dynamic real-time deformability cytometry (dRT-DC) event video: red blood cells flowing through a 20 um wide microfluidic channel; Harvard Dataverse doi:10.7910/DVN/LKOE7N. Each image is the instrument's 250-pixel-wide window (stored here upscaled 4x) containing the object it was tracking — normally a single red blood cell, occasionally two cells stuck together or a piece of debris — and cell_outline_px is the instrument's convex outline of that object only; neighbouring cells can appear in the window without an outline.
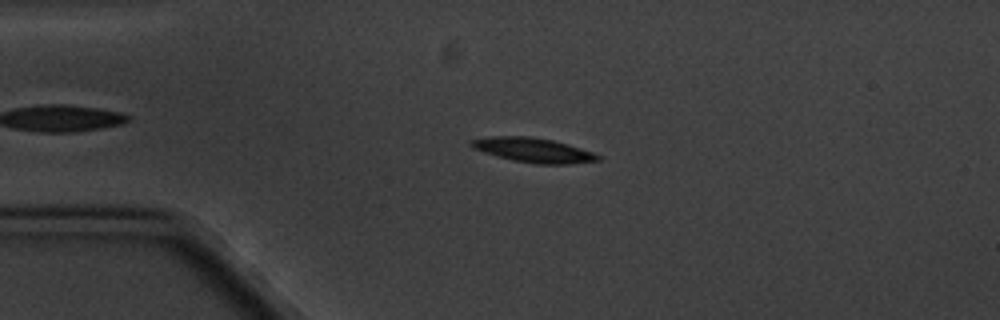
{"species": "common noctule bat (a hibernating species)", "species_latin": "Nyctalus noctula", "temperature_condition": "cold", "stored_images_in_passage": 4, "camera_frame_rate_fps": 3000, "um_per_image_px": 0.085, "animal": {"sex": "male", "body_mass_g": 20.1, "forearm_length_mm": 53.5}, "frame": {"image": 1, "passage_image": 3, "time_ms": 3.0, "image_size_px": [1000, 320], "cell_outline_px": [[604, 156], [600, 160], [568, 164], [536, 164], [512, 160], [496, 156], [472, 148], [468, 144], [472, 140], [488, 136], [528, 136], [552, 140], [568, 144]], "centroid_in_image_um": [45.33, 12.76], "position_along_channel_um": 39.7, "area_um2": 18.15}}